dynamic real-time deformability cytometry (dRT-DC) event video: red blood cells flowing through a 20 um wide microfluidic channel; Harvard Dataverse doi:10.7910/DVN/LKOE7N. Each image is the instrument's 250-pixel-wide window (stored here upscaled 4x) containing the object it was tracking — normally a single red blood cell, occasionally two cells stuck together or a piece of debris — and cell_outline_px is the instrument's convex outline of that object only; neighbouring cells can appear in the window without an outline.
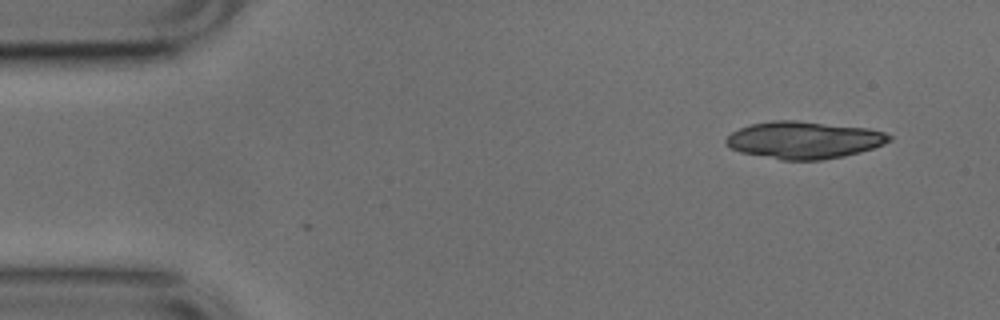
{"species": "common noctule bat (a hibernating species)", "species_latin": "Nyctalus noctula", "temperature_condition": "cold", "stored_images_in_passage": 3, "camera_frame_rate_fps": 3000, "um_per_image_px": 0.085, "animal": {"sex": "male", "body_mass_g": 17.9, "forearm_length_mm": 54.2}, "frame": {"image": 1, "passage_image": 1, "time_ms": 0.0, "image_size_px": [1000, 320], "cell_outline_px": [[892, 140], [884, 144], [860, 152], [844, 156], [820, 160], [780, 160], [740, 152], [724, 144], [724, 140], [732, 132], [740, 128], [752, 124], [772, 120], [796, 120], [868, 128], [884, 132], [892, 136]], "centroid_in_image_um": [68.33, 11.9], "position_along_channel_um": 16.7, "area_um2": 35.49}}